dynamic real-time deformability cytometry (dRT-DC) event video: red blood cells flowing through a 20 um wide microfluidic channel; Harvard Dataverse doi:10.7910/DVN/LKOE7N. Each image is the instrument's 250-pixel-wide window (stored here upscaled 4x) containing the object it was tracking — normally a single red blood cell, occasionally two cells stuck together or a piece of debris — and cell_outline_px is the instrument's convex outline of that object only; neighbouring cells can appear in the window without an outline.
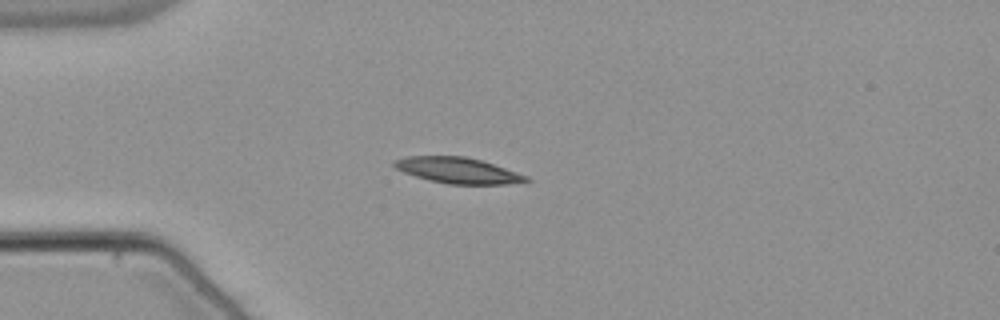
{"species": "common noctule bat (a hibernating species)", "species_latin": "Nyctalus noctula", "temperature_condition": "warm", "stored_images_in_passage": 41, "camera_frame_rate_fps": 3000, "um_per_image_px": 0.085, "animal": {"sex": "male", "body_mass_g": 21.5, "forearm_length_mm": 52.0}, "frame": {"image": 1, "passage_image": 1, "time_ms": 0.0, "image_size_px": [1000, 320], "cell_outline_px": [[532, 180], [508, 184], [448, 184], [428, 180], [404, 172], [396, 168], [392, 164], [392, 160], [408, 156], [464, 156], [480, 160], [528, 176]], "centroid_in_image_um": [38.88, 14.48], "position_along_channel_um": 46.1, "area_um2": 19.71}}
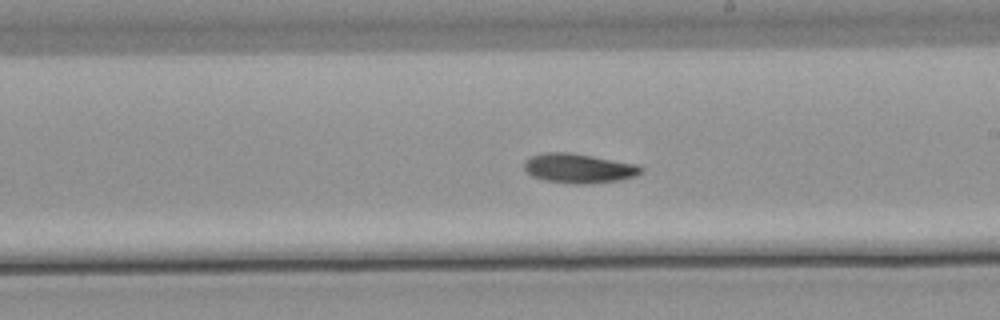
{"frame": {"image": 2, "passage_image": 18, "time_ms": 5.667, "image_size_px": [1000, 320], "cell_outline_px": [[644, 172], [636, 176], [620, 180], [588, 184], [572, 184], [544, 180], [532, 176], [524, 168], [524, 160], [532, 156], [544, 152], [568, 152], [640, 164], [644, 168]], "centroid_in_image_um": [49.24, 14.31], "position_along_channel_um": 239.8, "area_um2": 20.35}}
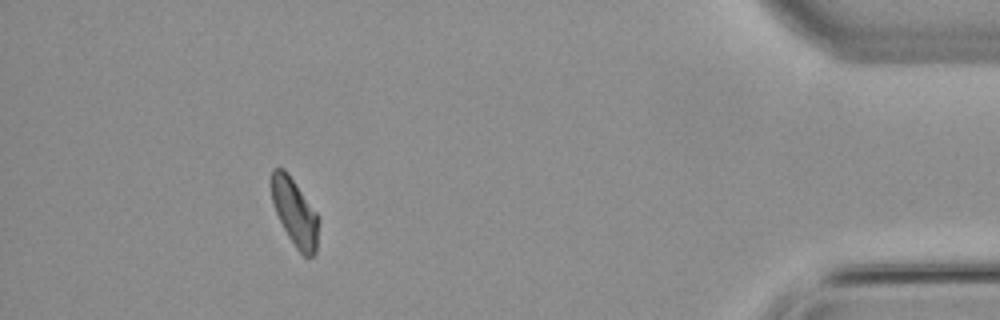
{"frame": {"image": 3, "passage_image": 36, "time_ms": 11.667, "image_size_px": [1000, 320], "cell_outline_px": [[316, 252], [312, 256], [304, 256], [296, 248], [288, 236], [272, 204], [272, 168], [284, 168], [316, 212]], "centroid_in_image_um": [25.02, 18.04], "position_along_channel_um": 410.2, "area_um2": 17.63}, "authors_computed_cell_mechanics": {"area_um2": 19.363, "velocity_mm_per_s": 3.7858, "shape_relaxation_time_tau1_ms": 7.1014, "shape_relaxation_time_tau2_ms": null, "deformation_change_tau1": 0.1731, "deformation_change_tau2": null}}